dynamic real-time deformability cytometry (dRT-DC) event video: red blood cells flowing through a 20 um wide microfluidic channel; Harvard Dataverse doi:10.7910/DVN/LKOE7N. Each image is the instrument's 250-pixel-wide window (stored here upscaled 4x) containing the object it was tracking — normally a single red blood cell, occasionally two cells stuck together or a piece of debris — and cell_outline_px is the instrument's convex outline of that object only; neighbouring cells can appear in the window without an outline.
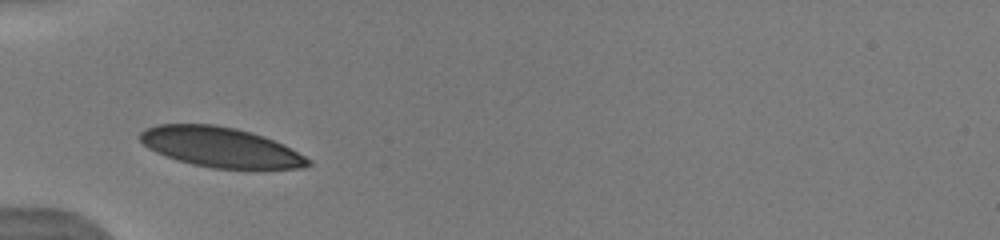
{"species": "human", "species_latin": "Homo sapiens", "temperature_condition": "warm", "stored_images_in_passage": 6, "camera_frame_rate_fps": 3000, "um_per_image_px": 0.085, "donor": {"sex": "male"}, "frame": {"image": 1, "passage_image": 2, "time_ms": 1.0, "image_size_px": [1000, 240], "cell_outline_px": [[312, 164], [304, 168], [212, 168], [192, 164], [156, 152], [148, 148], [140, 140], [140, 132], [148, 128], [160, 124], [212, 124], [236, 128], [252, 132], [264, 136], [284, 144], [312, 160]], "centroid_in_image_um": [18.78, 12.5], "position_along_channel_um": 66.2, "area_um2": 38.84}}